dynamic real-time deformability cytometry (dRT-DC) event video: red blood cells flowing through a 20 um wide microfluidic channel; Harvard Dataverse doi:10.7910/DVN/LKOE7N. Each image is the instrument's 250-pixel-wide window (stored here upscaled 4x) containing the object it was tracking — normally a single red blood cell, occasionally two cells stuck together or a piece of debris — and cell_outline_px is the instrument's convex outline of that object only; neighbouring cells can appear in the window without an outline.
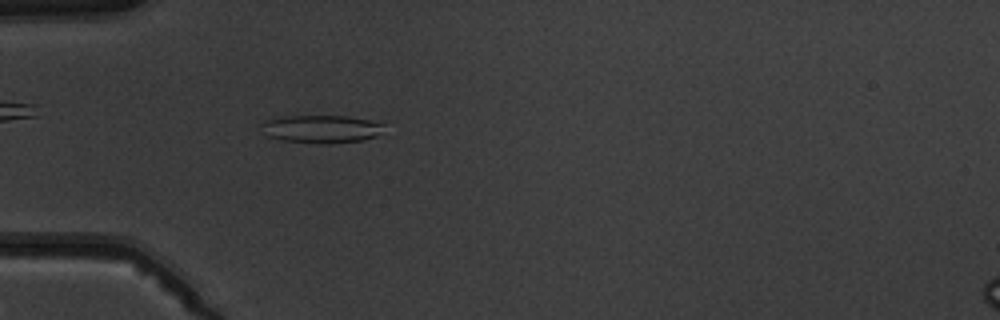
{"species": "common noctule bat (a hibernating species)", "species_latin": "Nyctalus noctula", "temperature_condition": "warm", "stored_images_in_passage": 4, "camera_frame_rate_fps": 3000, "um_per_image_px": 0.085, "animal": {"sex": "male", "body_mass_g": 19.5, "forearm_length_mm": 54.6}, "frame": {"image": 1, "passage_image": 4, "time_ms": 4.333, "image_size_px": [1000, 320], "cell_outline_px": [[384, 124], [380, 132], [376, 136], [364, 140], [332, 144], [320, 144], [284, 140], [268, 136], [260, 124], [264, 120], [276, 116], [348, 116], [384, 120]], "centroid_in_image_um": [27.38, 10.94], "position_along_channel_um": 57.6, "area_um2": 20.46}}